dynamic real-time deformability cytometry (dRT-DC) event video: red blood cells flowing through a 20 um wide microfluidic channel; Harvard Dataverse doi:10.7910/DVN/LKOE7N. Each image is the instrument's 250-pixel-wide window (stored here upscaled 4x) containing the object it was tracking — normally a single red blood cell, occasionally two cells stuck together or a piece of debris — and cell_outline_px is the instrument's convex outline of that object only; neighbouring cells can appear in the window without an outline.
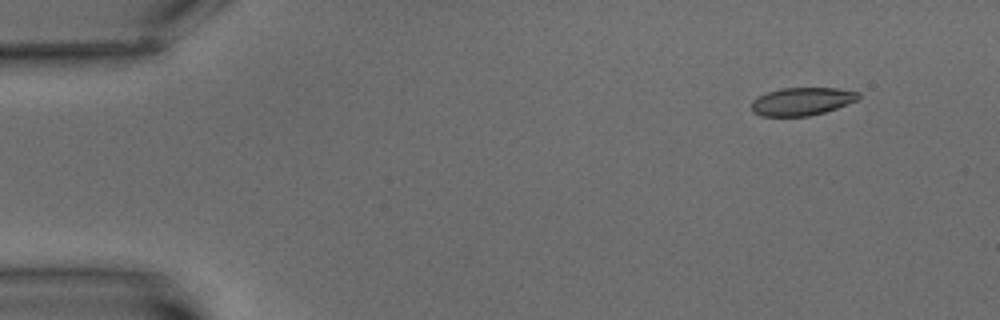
{"species": "common noctule bat (a hibernating species)", "species_latin": "Nyctalus noctula", "temperature_condition": "warm", "stored_images_in_passage": 6, "camera_frame_rate_fps": 3000, "um_per_image_px": 0.085, "animal": {"sex": "male", "body_mass_g": 15.6}, "frame": {"image": 1, "passage_image": 2, "time_ms": 1.0, "image_size_px": [1000, 320], "cell_outline_px": [[860, 96], [856, 100], [836, 108], [824, 112], [808, 116], [760, 116], [752, 112], [752, 100], [756, 96], [780, 88], [836, 88], [860, 92]], "centroid_in_image_um": [68.12, 8.61], "position_along_channel_um": 16.9, "area_um2": 17.4}}